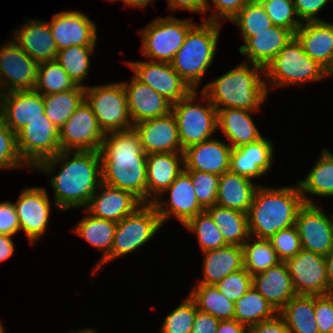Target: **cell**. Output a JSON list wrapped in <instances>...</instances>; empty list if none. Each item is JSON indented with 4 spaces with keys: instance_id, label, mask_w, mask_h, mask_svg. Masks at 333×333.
Here are the masks:
<instances>
[{
    "instance_id": "6da1fadb",
    "label": "cell",
    "mask_w": 333,
    "mask_h": 333,
    "mask_svg": "<svg viewBox=\"0 0 333 333\" xmlns=\"http://www.w3.org/2000/svg\"><path fill=\"white\" fill-rule=\"evenodd\" d=\"M105 134L99 150L102 182L147 203V154L134 128Z\"/></svg>"
},
{
    "instance_id": "7a4b0ae2",
    "label": "cell",
    "mask_w": 333,
    "mask_h": 333,
    "mask_svg": "<svg viewBox=\"0 0 333 333\" xmlns=\"http://www.w3.org/2000/svg\"><path fill=\"white\" fill-rule=\"evenodd\" d=\"M304 203L298 187H257L247 213L250 236L270 239L276 232L293 227Z\"/></svg>"
},
{
    "instance_id": "3957f363",
    "label": "cell",
    "mask_w": 333,
    "mask_h": 333,
    "mask_svg": "<svg viewBox=\"0 0 333 333\" xmlns=\"http://www.w3.org/2000/svg\"><path fill=\"white\" fill-rule=\"evenodd\" d=\"M100 162L99 151H75L73 158L61 165V171L50 182L57 208L62 211L88 205L97 184L102 183Z\"/></svg>"
},
{
    "instance_id": "277c9868",
    "label": "cell",
    "mask_w": 333,
    "mask_h": 333,
    "mask_svg": "<svg viewBox=\"0 0 333 333\" xmlns=\"http://www.w3.org/2000/svg\"><path fill=\"white\" fill-rule=\"evenodd\" d=\"M252 65L253 68H250L246 64H241L203 87L202 92L217 110L238 108L253 111L260 107L266 98L267 86L260 79L258 71L264 69ZM221 105L224 107L221 108Z\"/></svg>"
},
{
    "instance_id": "5b68a950",
    "label": "cell",
    "mask_w": 333,
    "mask_h": 333,
    "mask_svg": "<svg viewBox=\"0 0 333 333\" xmlns=\"http://www.w3.org/2000/svg\"><path fill=\"white\" fill-rule=\"evenodd\" d=\"M219 29L220 23L206 20L200 27L194 25L171 61L173 69L192 90L198 86L213 61Z\"/></svg>"
},
{
    "instance_id": "8992f818",
    "label": "cell",
    "mask_w": 333,
    "mask_h": 333,
    "mask_svg": "<svg viewBox=\"0 0 333 333\" xmlns=\"http://www.w3.org/2000/svg\"><path fill=\"white\" fill-rule=\"evenodd\" d=\"M105 133L101 129L91 106L84 100L59 129L61 151L41 161L36 169L53 171L59 161L64 162L75 151H99Z\"/></svg>"
},
{
    "instance_id": "52a82bcc",
    "label": "cell",
    "mask_w": 333,
    "mask_h": 333,
    "mask_svg": "<svg viewBox=\"0 0 333 333\" xmlns=\"http://www.w3.org/2000/svg\"><path fill=\"white\" fill-rule=\"evenodd\" d=\"M274 86L316 81L326 76V70L311 59L294 36L264 69Z\"/></svg>"
},
{
    "instance_id": "ba28073f",
    "label": "cell",
    "mask_w": 333,
    "mask_h": 333,
    "mask_svg": "<svg viewBox=\"0 0 333 333\" xmlns=\"http://www.w3.org/2000/svg\"><path fill=\"white\" fill-rule=\"evenodd\" d=\"M202 94V97L209 101L208 106L201 107L192 104L197 95L195 90L172 104V113L177 121L183 151L192 145L210 139L211 134L218 129L217 109L203 92Z\"/></svg>"
},
{
    "instance_id": "9c48e42d",
    "label": "cell",
    "mask_w": 333,
    "mask_h": 333,
    "mask_svg": "<svg viewBox=\"0 0 333 333\" xmlns=\"http://www.w3.org/2000/svg\"><path fill=\"white\" fill-rule=\"evenodd\" d=\"M161 225L156 207L152 203H144L134 213L117 222L110 255L96 268L144 245L154 236Z\"/></svg>"
},
{
    "instance_id": "30bf717a",
    "label": "cell",
    "mask_w": 333,
    "mask_h": 333,
    "mask_svg": "<svg viewBox=\"0 0 333 333\" xmlns=\"http://www.w3.org/2000/svg\"><path fill=\"white\" fill-rule=\"evenodd\" d=\"M85 100L105 134L133 128L123 83L85 86Z\"/></svg>"
},
{
    "instance_id": "8fae6325",
    "label": "cell",
    "mask_w": 333,
    "mask_h": 333,
    "mask_svg": "<svg viewBox=\"0 0 333 333\" xmlns=\"http://www.w3.org/2000/svg\"><path fill=\"white\" fill-rule=\"evenodd\" d=\"M193 26L188 20H180L173 16L153 21L141 31L143 54L153 58L152 61L155 62L171 63Z\"/></svg>"
},
{
    "instance_id": "7c38bea8",
    "label": "cell",
    "mask_w": 333,
    "mask_h": 333,
    "mask_svg": "<svg viewBox=\"0 0 333 333\" xmlns=\"http://www.w3.org/2000/svg\"><path fill=\"white\" fill-rule=\"evenodd\" d=\"M16 138L21 158L31 167L61 151L59 129L46 115L25 125L16 133Z\"/></svg>"
},
{
    "instance_id": "4fadbf2b",
    "label": "cell",
    "mask_w": 333,
    "mask_h": 333,
    "mask_svg": "<svg viewBox=\"0 0 333 333\" xmlns=\"http://www.w3.org/2000/svg\"><path fill=\"white\" fill-rule=\"evenodd\" d=\"M297 295H326L329 283L325 256L301 249L285 261Z\"/></svg>"
},
{
    "instance_id": "5bb4252c",
    "label": "cell",
    "mask_w": 333,
    "mask_h": 333,
    "mask_svg": "<svg viewBox=\"0 0 333 333\" xmlns=\"http://www.w3.org/2000/svg\"><path fill=\"white\" fill-rule=\"evenodd\" d=\"M297 227L301 248L326 256L333 249V219L313 204L304 203L299 209Z\"/></svg>"
},
{
    "instance_id": "9a60e30c",
    "label": "cell",
    "mask_w": 333,
    "mask_h": 333,
    "mask_svg": "<svg viewBox=\"0 0 333 333\" xmlns=\"http://www.w3.org/2000/svg\"><path fill=\"white\" fill-rule=\"evenodd\" d=\"M38 66L39 63L28 56L14 41H9L8 45L2 46L0 49V82L6 87L9 86V89H5L8 90L6 93L34 90ZM5 76L8 79H3Z\"/></svg>"
},
{
    "instance_id": "2e32d148",
    "label": "cell",
    "mask_w": 333,
    "mask_h": 333,
    "mask_svg": "<svg viewBox=\"0 0 333 333\" xmlns=\"http://www.w3.org/2000/svg\"><path fill=\"white\" fill-rule=\"evenodd\" d=\"M135 77L148 85L172 104L193 91L181 76L166 62H127Z\"/></svg>"
},
{
    "instance_id": "e0dca14e",
    "label": "cell",
    "mask_w": 333,
    "mask_h": 333,
    "mask_svg": "<svg viewBox=\"0 0 333 333\" xmlns=\"http://www.w3.org/2000/svg\"><path fill=\"white\" fill-rule=\"evenodd\" d=\"M133 128L146 154L177 153V151L183 153L177 121L172 112L165 116L139 121L133 125Z\"/></svg>"
},
{
    "instance_id": "ac0fdd59",
    "label": "cell",
    "mask_w": 333,
    "mask_h": 333,
    "mask_svg": "<svg viewBox=\"0 0 333 333\" xmlns=\"http://www.w3.org/2000/svg\"><path fill=\"white\" fill-rule=\"evenodd\" d=\"M49 23L57 50L70 46H95L96 27L86 15L78 11L57 13Z\"/></svg>"
},
{
    "instance_id": "d6986e66",
    "label": "cell",
    "mask_w": 333,
    "mask_h": 333,
    "mask_svg": "<svg viewBox=\"0 0 333 333\" xmlns=\"http://www.w3.org/2000/svg\"><path fill=\"white\" fill-rule=\"evenodd\" d=\"M20 229H23L33 244L45 233L47 227L50 202L44 188H26L14 203Z\"/></svg>"
},
{
    "instance_id": "ffe728a7",
    "label": "cell",
    "mask_w": 333,
    "mask_h": 333,
    "mask_svg": "<svg viewBox=\"0 0 333 333\" xmlns=\"http://www.w3.org/2000/svg\"><path fill=\"white\" fill-rule=\"evenodd\" d=\"M2 121L14 132L17 133L25 125L35 119L43 118L45 107L43 95L31 91H13L1 97Z\"/></svg>"
},
{
    "instance_id": "44dd1931",
    "label": "cell",
    "mask_w": 333,
    "mask_h": 333,
    "mask_svg": "<svg viewBox=\"0 0 333 333\" xmlns=\"http://www.w3.org/2000/svg\"><path fill=\"white\" fill-rule=\"evenodd\" d=\"M102 193L95 192L86 206L92 216L119 222L134 213L144 203L133 193L104 184H99ZM93 213V214H92Z\"/></svg>"
},
{
    "instance_id": "7402d4cb",
    "label": "cell",
    "mask_w": 333,
    "mask_h": 333,
    "mask_svg": "<svg viewBox=\"0 0 333 333\" xmlns=\"http://www.w3.org/2000/svg\"><path fill=\"white\" fill-rule=\"evenodd\" d=\"M165 191H170V203H167L169 204L168 210L163 207V203L152 198V204L156 207L162 224L169 218L170 214H175L176 218L184 225L190 218L204 211L195 195L191 177L185 170Z\"/></svg>"
},
{
    "instance_id": "603a6c76",
    "label": "cell",
    "mask_w": 333,
    "mask_h": 333,
    "mask_svg": "<svg viewBox=\"0 0 333 333\" xmlns=\"http://www.w3.org/2000/svg\"><path fill=\"white\" fill-rule=\"evenodd\" d=\"M123 83L128 111L133 125L139 121L161 117L172 112V103L135 76L131 84Z\"/></svg>"
},
{
    "instance_id": "cb8c5ba5",
    "label": "cell",
    "mask_w": 333,
    "mask_h": 333,
    "mask_svg": "<svg viewBox=\"0 0 333 333\" xmlns=\"http://www.w3.org/2000/svg\"><path fill=\"white\" fill-rule=\"evenodd\" d=\"M232 147L208 139L183 151L184 170L213 173L218 176L229 171Z\"/></svg>"
},
{
    "instance_id": "d4e9b609",
    "label": "cell",
    "mask_w": 333,
    "mask_h": 333,
    "mask_svg": "<svg viewBox=\"0 0 333 333\" xmlns=\"http://www.w3.org/2000/svg\"><path fill=\"white\" fill-rule=\"evenodd\" d=\"M252 286L277 312L297 295L285 262L253 275Z\"/></svg>"
},
{
    "instance_id": "484cf974",
    "label": "cell",
    "mask_w": 333,
    "mask_h": 333,
    "mask_svg": "<svg viewBox=\"0 0 333 333\" xmlns=\"http://www.w3.org/2000/svg\"><path fill=\"white\" fill-rule=\"evenodd\" d=\"M272 143L266 139L232 148L230 171L246 178L263 175L271 166L273 157Z\"/></svg>"
},
{
    "instance_id": "4316f807",
    "label": "cell",
    "mask_w": 333,
    "mask_h": 333,
    "mask_svg": "<svg viewBox=\"0 0 333 333\" xmlns=\"http://www.w3.org/2000/svg\"><path fill=\"white\" fill-rule=\"evenodd\" d=\"M295 36L304 52L327 71L333 62V23L302 22Z\"/></svg>"
},
{
    "instance_id": "83f0119b",
    "label": "cell",
    "mask_w": 333,
    "mask_h": 333,
    "mask_svg": "<svg viewBox=\"0 0 333 333\" xmlns=\"http://www.w3.org/2000/svg\"><path fill=\"white\" fill-rule=\"evenodd\" d=\"M294 36L290 30L274 25L249 37L239 51L248 56L249 62L265 69Z\"/></svg>"
},
{
    "instance_id": "f1b7e54d",
    "label": "cell",
    "mask_w": 333,
    "mask_h": 333,
    "mask_svg": "<svg viewBox=\"0 0 333 333\" xmlns=\"http://www.w3.org/2000/svg\"><path fill=\"white\" fill-rule=\"evenodd\" d=\"M18 31L14 42L33 60L38 63L55 60L58 50L49 23L33 20Z\"/></svg>"
},
{
    "instance_id": "f546056e",
    "label": "cell",
    "mask_w": 333,
    "mask_h": 333,
    "mask_svg": "<svg viewBox=\"0 0 333 333\" xmlns=\"http://www.w3.org/2000/svg\"><path fill=\"white\" fill-rule=\"evenodd\" d=\"M179 163H184L183 153L147 154V203H152L150 198H152L153 193H155V195L159 193L158 198H160L162 192H164L184 170V167L181 168Z\"/></svg>"
},
{
    "instance_id": "4dcf8cb0",
    "label": "cell",
    "mask_w": 333,
    "mask_h": 333,
    "mask_svg": "<svg viewBox=\"0 0 333 333\" xmlns=\"http://www.w3.org/2000/svg\"><path fill=\"white\" fill-rule=\"evenodd\" d=\"M256 189L251 179L229 170L219 177L216 205L247 214Z\"/></svg>"
},
{
    "instance_id": "1f68e13d",
    "label": "cell",
    "mask_w": 333,
    "mask_h": 333,
    "mask_svg": "<svg viewBox=\"0 0 333 333\" xmlns=\"http://www.w3.org/2000/svg\"><path fill=\"white\" fill-rule=\"evenodd\" d=\"M249 112L251 111L238 108L217 110L218 128L220 127L229 141H231L232 148L254 143L263 138Z\"/></svg>"
},
{
    "instance_id": "d6a6232c",
    "label": "cell",
    "mask_w": 333,
    "mask_h": 333,
    "mask_svg": "<svg viewBox=\"0 0 333 333\" xmlns=\"http://www.w3.org/2000/svg\"><path fill=\"white\" fill-rule=\"evenodd\" d=\"M204 279L198 284L216 285L229 274L243 268V248L238 245L205 251Z\"/></svg>"
},
{
    "instance_id": "836d02e7",
    "label": "cell",
    "mask_w": 333,
    "mask_h": 333,
    "mask_svg": "<svg viewBox=\"0 0 333 333\" xmlns=\"http://www.w3.org/2000/svg\"><path fill=\"white\" fill-rule=\"evenodd\" d=\"M278 314L289 333H319L315 320V296L296 295Z\"/></svg>"
},
{
    "instance_id": "e575fe53",
    "label": "cell",
    "mask_w": 333,
    "mask_h": 333,
    "mask_svg": "<svg viewBox=\"0 0 333 333\" xmlns=\"http://www.w3.org/2000/svg\"><path fill=\"white\" fill-rule=\"evenodd\" d=\"M206 211L219 227L228 245H238L242 247L245 241L250 238L246 213L216 204L207 208Z\"/></svg>"
},
{
    "instance_id": "d590c367",
    "label": "cell",
    "mask_w": 333,
    "mask_h": 333,
    "mask_svg": "<svg viewBox=\"0 0 333 333\" xmlns=\"http://www.w3.org/2000/svg\"><path fill=\"white\" fill-rule=\"evenodd\" d=\"M298 187L305 203L313 204L304 194L333 196V154L324 149L316 165Z\"/></svg>"
},
{
    "instance_id": "8d00e7d4",
    "label": "cell",
    "mask_w": 333,
    "mask_h": 333,
    "mask_svg": "<svg viewBox=\"0 0 333 333\" xmlns=\"http://www.w3.org/2000/svg\"><path fill=\"white\" fill-rule=\"evenodd\" d=\"M84 100L85 87L78 85L66 92L43 95L44 115L60 129Z\"/></svg>"
},
{
    "instance_id": "74e56055",
    "label": "cell",
    "mask_w": 333,
    "mask_h": 333,
    "mask_svg": "<svg viewBox=\"0 0 333 333\" xmlns=\"http://www.w3.org/2000/svg\"><path fill=\"white\" fill-rule=\"evenodd\" d=\"M197 309L220 321L233 320L235 303L220 293L215 285L198 284L190 293Z\"/></svg>"
},
{
    "instance_id": "f35d334b",
    "label": "cell",
    "mask_w": 333,
    "mask_h": 333,
    "mask_svg": "<svg viewBox=\"0 0 333 333\" xmlns=\"http://www.w3.org/2000/svg\"><path fill=\"white\" fill-rule=\"evenodd\" d=\"M275 314L277 311L253 287L235 302L234 320L248 328L273 318Z\"/></svg>"
},
{
    "instance_id": "ab89813d",
    "label": "cell",
    "mask_w": 333,
    "mask_h": 333,
    "mask_svg": "<svg viewBox=\"0 0 333 333\" xmlns=\"http://www.w3.org/2000/svg\"><path fill=\"white\" fill-rule=\"evenodd\" d=\"M117 223L91 214L77 224L75 232L91 245L105 251L102 262L110 255ZM105 249V250H104Z\"/></svg>"
},
{
    "instance_id": "60d3db41",
    "label": "cell",
    "mask_w": 333,
    "mask_h": 333,
    "mask_svg": "<svg viewBox=\"0 0 333 333\" xmlns=\"http://www.w3.org/2000/svg\"><path fill=\"white\" fill-rule=\"evenodd\" d=\"M243 267L253 276L282 262L269 239H259L243 245Z\"/></svg>"
},
{
    "instance_id": "b9f144b4",
    "label": "cell",
    "mask_w": 333,
    "mask_h": 333,
    "mask_svg": "<svg viewBox=\"0 0 333 333\" xmlns=\"http://www.w3.org/2000/svg\"><path fill=\"white\" fill-rule=\"evenodd\" d=\"M77 85L57 61L39 63L37 82L34 90L42 95L66 92ZM44 90L43 93L40 92Z\"/></svg>"
},
{
    "instance_id": "7bdbcfd3",
    "label": "cell",
    "mask_w": 333,
    "mask_h": 333,
    "mask_svg": "<svg viewBox=\"0 0 333 333\" xmlns=\"http://www.w3.org/2000/svg\"><path fill=\"white\" fill-rule=\"evenodd\" d=\"M95 46H70L57 52L55 61L68 73L70 78L78 86L85 87L81 83L88 75L90 68L89 54L94 52Z\"/></svg>"
},
{
    "instance_id": "ee69618b",
    "label": "cell",
    "mask_w": 333,
    "mask_h": 333,
    "mask_svg": "<svg viewBox=\"0 0 333 333\" xmlns=\"http://www.w3.org/2000/svg\"><path fill=\"white\" fill-rule=\"evenodd\" d=\"M231 21L241 29L244 41L274 26L259 0H248Z\"/></svg>"
},
{
    "instance_id": "f6af8a7d",
    "label": "cell",
    "mask_w": 333,
    "mask_h": 333,
    "mask_svg": "<svg viewBox=\"0 0 333 333\" xmlns=\"http://www.w3.org/2000/svg\"><path fill=\"white\" fill-rule=\"evenodd\" d=\"M184 226L197 233L199 244L203 252L228 245L219 227L214 223L212 217L206 210L190 218Z\"/></svg>"
},
{
    "instance_id": "bcb514c9",
    "label": "cell",
    "mask_w": 333,
    "mask_h": 333,
    "mask_svg": "<svg viewBox=\"0 0 333 333\" xmlns=\"http://www.w3.org/2000/svg\"><path fill=\"white\" fill-rule=\"evenodd\" d=\"M273 25L290 30L294 35L302 22L294 19L296 16L293 0H259Z\"/></svg>"
},
{
    "instance_id": "7dc6e473",
    "label": "cell",
    "mask_w": 333,
    "mask_h": 333,
    "mask_svg": "<svg viewBox=\"0 0 333 333\" xmlns=\"http://www.w3.org/2000/svg\"><path fill=\"white\" fill-rule=\"evenodd\" d=\"M197 310L195 302L189 297L167 315L161 333H191Z\"/></svg>"
},
{
    "instance_id": "c3c4849f",
    "label": "cell",
    "mask_w": 333,
    "mask_h": 333,
    "mask_svg": "<svg viewBox=\"0 0 333 333\" xmlns=\"http://www.w3.org/2000/svg\"><path fill=\"white\" fill-rule=\"evenodd\" d=\"M193 182L195 195L200 206L206 210L216 204L219 177L213 173L186 171Z\"/></svg>"
},
{
    "instance_id": "681fc988",
    "label": "cell",
    "mask_w": 333,
    "mask_h": 333,
    "mask_svg": "<svg viewBox=\"0 0 333 333\" xmlns=\"http://www.w3.org/2000/svg\"><path fill=\"white\" fill-rule=\"evenodd\" d=\"M23 163L17 148L16 133L2 121L0 112V168H16L24 166Z\"/></svg>"
},
{
    "instance_id": "f907efd6",
    "label": "cell",
    "mask_w": 333,
    "mask_h": 333,
    "mask_svg": "<svg viewBox=\"0 0 333 333\" xmlns=\"http://www.w3.org/2000/svg\"><path fill=\"white\" fill-rule=\"evenodd\" d=\"M221 294L232 302L239 300L252 288V275L243 267L235 271L215 285Z\"/></svg>"
},
{
    "instance_id": "816d5d0a",
    "label": "cell",
    "mask_w": 333,
    "mask_h": 333,
    "mask_svg": "<svg viewBox=\"0 0 333 333\" xmlns=\"http://www.w3.org/2000/svg\"><path fill=\"white\" fill-rule=\"evenodd\" d=\"M269 241L282 262L296 256L302 249L299 233L295 225L276 232Z\"/></svg>"
},
{
    "instance_id": "f5cc1de1",
    "label": "cell",
    "mask_w": 333,
    "mask_h": 333,
    "mask_svg": "<svg viewBox=\"0 0 333 333\" xmlns=\"http://www.w3.org/2000/svg\"><path fill=\"white\" fill-rule=\"evenodd\" d=\"M315 320L319 333L333 331V302L326 296H315Z\"/></svg>"
},
{
    "instance_id": "db71d44e",
    "label": "cell",
    "mask_w": 333,
    "mask_h": 333,
    "mask_svg": "<svg viewBox=\"0 0 333 333\" xmlns=\"http://www.w3.org/2000/svg\"><path fill=\"white\" fill-rule=\"evenodd\" d=\"M20 230V224L14 203H0V234L14 235Z\"/></svg>"
},
{
    "instance_id": "11a10c76",
    "label": "cell",
    "mask_w": 333,
    "mask_h": 333,
    "mask_svg": "<svg viewBox=\"0 0 333 333\" xmlns=\"http://www.w3.org/2000/svg\"><path fill=\"white\" fill-rule=\"evenodd\" d=\"M329 0H294L296 16L306 22L321 21L315 15Z\"/></svg>"
},
{
    "instance_id": "9f6ffc18",
    "label": "cell",
    "mask_w": 333,
    "mask_h": 333,
    "mask_svg": "<svg viewBox=\"0 0 333 333\" xmlns=\"http://www.w3.org/2000/svg\"><path fill=\"white\" fill-rule=\"evenodd\" d=\"M248 0H213L218 15L216 13L210 16L206 21L219 23L217 17H225L232 20L239 11L245 6Z\"/></svg>"
},
{
    "instance_id": "6f0895ef",
    "label": "cell",
    "mask_w": 333,
    "mask_h": 333,
    "mask_svg": "<svg viewBox=\"0 0 333 333\" xmlns=\"http://www.w3.org/2000/svg\"><path fill=\"white\" fill-rule=\"evenodd\" d=\"M219 323L214 316L197 310L191 333H216Z\"/></svg>"
},
{
    "instance_id": "680465c9",
    "label": "cell",
    "mask_w": 333,
    "mask_h": 333,
    "mask_svg": "<svg viewBox=\"0 0 333 333\" xmlns=\"http://www.w3.org/2000/svg\"><path fill=\"white\" fill-rule=\"evenodd\" d=\"M249 333H289L283 318L277 313L273 318L249 327Z\"/></svg>"
},
{
    "instance_id": "91938a15",
    "label": "cell",
    "mask_w": 333,
    "mask_h": 333,
    "mask_svg": "<svg viewBox=\"0 0 333 333\" xmlns=\"http://www.w3.org/2000/svg\"><path fill=\"white\" fill-rule=\"evenodd\" d=\"M207 0H168V6L172 9H185L193 12L205 13L209 8Z\"/></svg>"
},
{
    "instance_id": "94428289",
    "label": "cell",
    "mask_w": 333,
    "mask_h": 333,
    "mask_svg": "<svg viewBox=\"0 0 333 333\" xmlns=\"http://www.w3.org/2000/svg\"><path fill=\"white\" fill-rule=\"evenodd\" d=\"M216 333H249V328L236 320L220 321Z\"/></svg>"
},
{
    "instance_id": "6125c7cd",
    "label": "cell",
    "mask_w": 333,
    "mask_h": 333,
    "mask_svg": "<svg viewBox=\"0 0 333 333\" xmlns=\"http://www.w3.org/2000/svg\"><path fill=\"white\" fill-rule=\"evenodd\" d=\"M12 235L0 234V262L8 259L14 252Z\"/></svg>"
},
{
    "instance_id": "be15d7a7",
    "label": "cell",
    "mask_w": 333,
    "mask_h": 333,
    "mask_svg": "<svg viewBox=\"0 0 333 333\" xmlns=\"http://www.w3.org/2000/svg\"><path fill=\"white\" fill-rule=\"evenodd\" d=\"M329 286L333 285V249L325 256Z\"/></svg>"
},
{
    "instance_id": "e7e4bbea",
    "label": "cell",
    "mask_w": 333,
    "mask_h": 333,
    "mask_svg": "<svg viewBox=\"0 0 333 333\" xmlns=\"http://www.w3.org/2000/svg\"><path fill=\"white\" fill-rule=\"evenodd\" d=\"M152 0H128V6H138V7H145L151 3Z\"/></svg>"
},
{
    "instance_id": "03108f58",
    "label": "cell",
    "mask_w": 333,
    "mask_h": 333,
    "mask_svg": "<svg viewBox=\"0 0 333 333\" xmlns=\"http://www.w3.org/2000/svg\"><path fill=\"white\" fill-rule=\"evenodd\" d=\"M326 296L333 302V285H330Z\"/></svg>"
},
{
    "instance_id": "003e7915",
    "label": "cell",
    "mask_w": 333,
    "mask_h": 333,
    "mask_svg": "<svg viewBox=\"0 0 333 333\" xmlns=\"http://www.w3.org/2000/svg\"><path fill=\"white\" fill-rule=\"evenodd\" d=\"M71 333H96L94 330H92V329H87V330H79L78 332L76 331H73V332H71Z\"/></svg>"
},
{
    "instance_id": "a7ac6f4b",
    "label": "cell",
    "mask_w": 333,
    "mask_h": 333,
    "mask_svg": "<svg viewBox=\"0 0 333 333\" xmlns=\"http://www.w3.org/2000/svg\"><path fill=\"white\" fill-rule=\"evenodd\" d=\"M332 73H333V62L331 64V66L327 69L326 75H332Z\"/></svg>"
},
{
    "instance_id": "89a4df30",
    "label": "cell",
    "mask_w": 333,
    "mask_h": 333,
    "mask_svg": "<svg viewBox=\"0 0 333 333\" xmlns=\"http://www.w3.org/2000/svg\"><path fill=\"white\" fill-rule=\"evenodd\" d=\"M0 333H5L1 323H0Z\"/></svg>"
},
{
    "instance_id": "2644e50d",
    "label": "cell",
    "mask_w": 333,
    "mask_h": 333,
    "mask_svg": "<svg viewBox=\"0 0 333 333\" xmlns=\"http://www.w3.org/2000/svg\"><path fill=\"white\" fill-rule=\"evenodd\" d=\"M2 95H3V93L0 92V97H2ZM0 99H2V98H0ZM1 102H2V100H0V110H1Z\"/></svg>"
},
{
    "instance_id": "8c879c8a",
    "label": "cell",
    "mask_w": 333,
    "mask_h": 333,
    "mask_svg": "<svg viewBox=\"0 0 333 333\" xmlns=\"http://www.w3.org/2000/svg\"><path fill=\"white\" fill-rule=\"evenodd\" d=\"M110 1H114V0H110ZM124 3H126L128 5V0H123Z\"/></svg>"
}]
</instances>
